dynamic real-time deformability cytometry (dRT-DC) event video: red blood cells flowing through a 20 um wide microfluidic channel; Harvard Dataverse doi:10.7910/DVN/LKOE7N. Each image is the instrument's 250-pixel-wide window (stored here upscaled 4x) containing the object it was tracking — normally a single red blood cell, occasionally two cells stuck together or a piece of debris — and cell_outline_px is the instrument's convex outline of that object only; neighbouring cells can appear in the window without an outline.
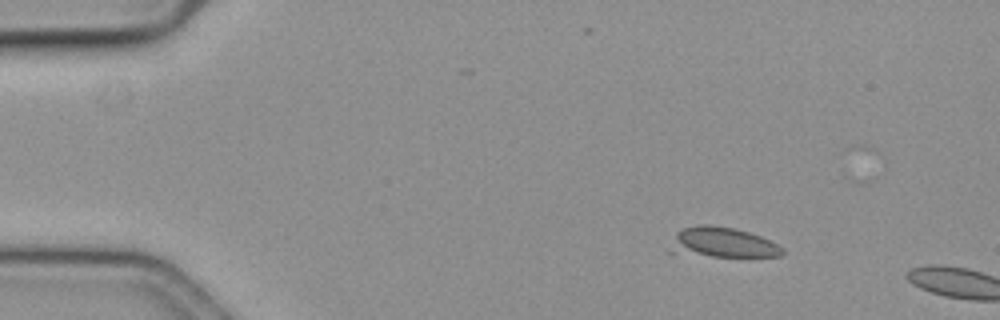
{"species": "common noctule bat (a hibernating species)", "species_latin": "Nyctalus noctula", "temperature_condition": "cold", "stored_images_in_passage": 3, "camera_frame_rate_fps": 3000, "um_per_image_px": 0.085, "animal": {"sex": "female", "body_mass_g": 19.3, "forearm_length_mm": 54.1}, "frame": {"image": 1, "passage_image": 1, "time_ms": 0.0, "image_size_px": [1000, 320], "cell_outline_px": [[784, 252], [780, 256], [712, 256], [664, 252], [676, 232], [684, 228], [696, 224], [712, 224], [736, 228], [760, 236], [784, 248]], "centroid_in_image_um": [61.3, 20.6], "position_along_channel_um": 23.7, "area_um2": 20.06}}